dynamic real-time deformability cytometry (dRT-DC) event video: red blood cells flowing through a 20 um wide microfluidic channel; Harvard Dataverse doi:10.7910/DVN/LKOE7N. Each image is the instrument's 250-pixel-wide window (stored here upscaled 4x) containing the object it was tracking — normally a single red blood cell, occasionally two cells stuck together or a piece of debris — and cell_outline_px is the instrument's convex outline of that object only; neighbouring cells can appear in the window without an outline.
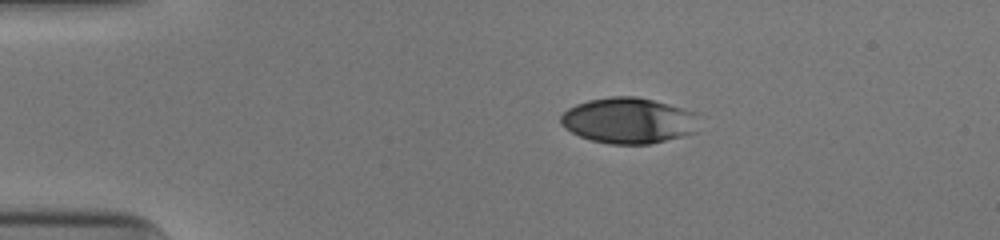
{"species": "human", "species_latin": "Homo sapiens", "temperature_condition": "cold", "stored_images_in_passage": 43, "camera_frame_rate_fps": 3000, "um_per_image_px": 0.085, "donor": {"sex": "male"}, "frame": {"image": 1, "passage_image": 1, "time_ms": 0.0, "image_size_px": [1000, 240], "cell_outline_px": [[696, 132], [648, 144], [608, 144], [592, 140], [580, 136], [564, 128], [560, 124], [560, 116], [568, 108], [576, 104], [588, 100], [612, 96], [636, 96], [652, 100], [680, 108], [692, 112]], "centroid_in_image_um": [53.31, 10.25], "position_along_channel_um": 31.7, "area_um2": 36.24}}
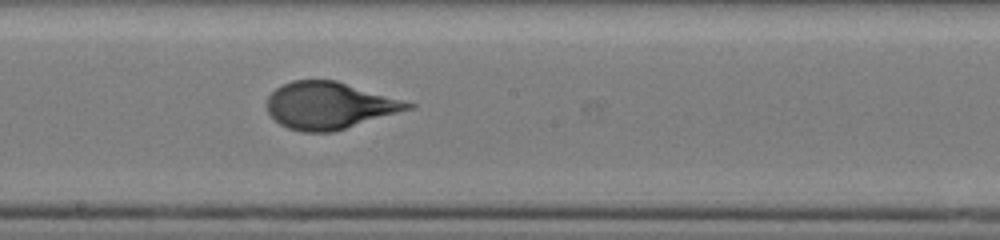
{"frame": {"image": 2, "passage_image": 20, "time_ms": 6.333, "image_size_px": [1000, 240], "cell_outline_px": [[416, 108], [332, 132], [304, 132], [288, 128], [280, 124], [268, 112], [268, 96], [276, 88], [292, 80], [336, 80], [416, 104]], "centroid_in_image_um": [28.03, 8.97], "position_along_channel_um": 220.2, "area_um2": 38.44}}
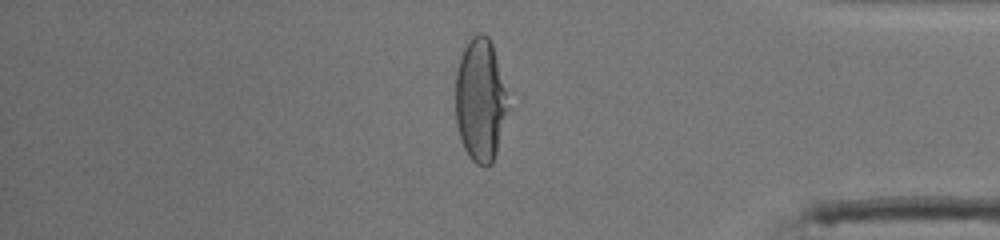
{"frame": {"image": 3, "passage_image": 35, "time_ms": 11.333, "image_size_px": [1000, 240], "cell_outline_px": [[508, 108], [496, 152], [492, 164], [488, 168], [484, 168], [476, 164], [468, 156], [460, 140], [456, 124], [456, 72], [460, 56], [468, 40], [472, 36], [480, 32], [484, 32], [488, 36], [492, 44], [504, 88]], "centroid_in_image_um": [40.79, 8.54], "position_along_channel_um": 394.4, "area_um2": 37.4}, "authors_computed_cell_mechanics": {"area_um2": 38.9572, "velocity_mm_per_s": 3.9357, "shape_relaxation_time_tau1_ms": 4.6393, "shape_relaxation_time_tau2_ms": null, "deformation_change_tau1": 0.2398, "deformation_change_tau2": null}}